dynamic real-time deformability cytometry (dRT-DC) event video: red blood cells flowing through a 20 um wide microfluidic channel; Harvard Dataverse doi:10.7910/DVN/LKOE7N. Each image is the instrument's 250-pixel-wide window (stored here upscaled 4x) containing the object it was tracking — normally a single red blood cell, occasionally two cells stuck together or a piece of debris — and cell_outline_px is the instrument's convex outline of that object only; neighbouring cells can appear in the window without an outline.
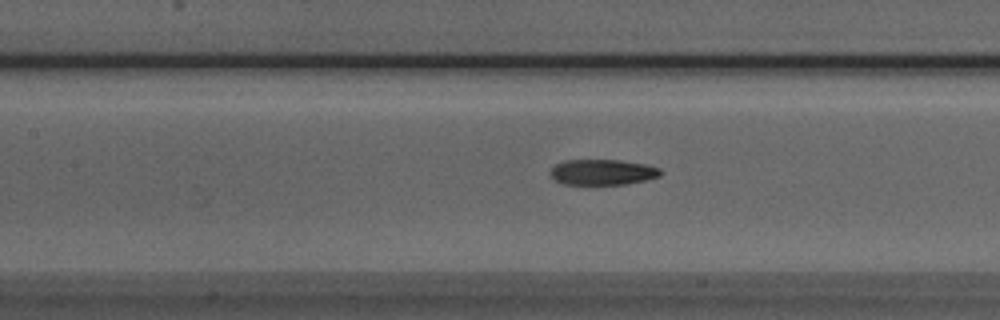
{"species": "Egyptian fruit bat (a non-hibernating species)", "species_latin": "Rousettus aegyptiacus", "temperature_condition": "room temperature", "stored_images_in_passage": 35, "camera_frame_rate_fps": 3000, "um_per_image_px": 0.085, "animal": {"sex": "male"}, "frame": {"image": 1, "passage_image": 17, "time_ms": 5.333, "image_size_px": [1000, 320], "cell_outline_px": [[660, 176], [644, 180], [624, 184], [564, 184], [552, 180], [548, 172], [556, 164], [564, 160], [620, 160], [644, 164], [660, 168]], "centroid_in_image_um": [51.14, 14.63], "position_along_channel_um": 156.3, "area_um2": 16.42}}
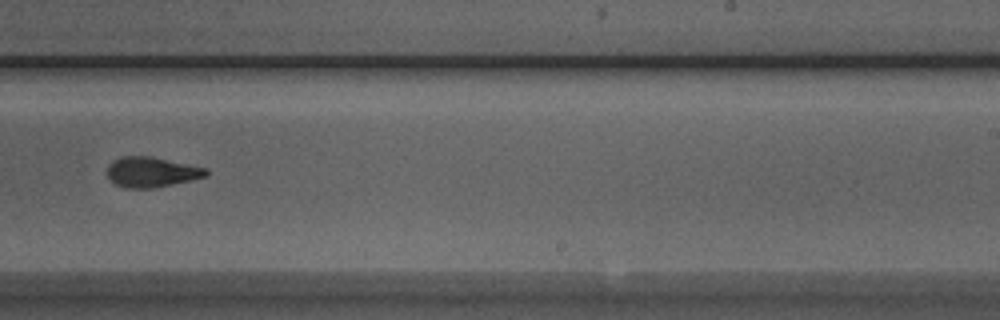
{"frame": {"image": 2, "passage_image": 26, "time_ms": 8.333, "image_size_px": [1000, 320], "cell_outline_px": [[208, 176], [172, 184], [152, 188], [124, 188], [108, 180], [108, 164], [112, 160], [120, 156], [148, 156], [208, 168]], "centroid_in_image_um": [12.85, 14.62], "position_along_channel_um": 276.2, "area_um2": 17.4}}
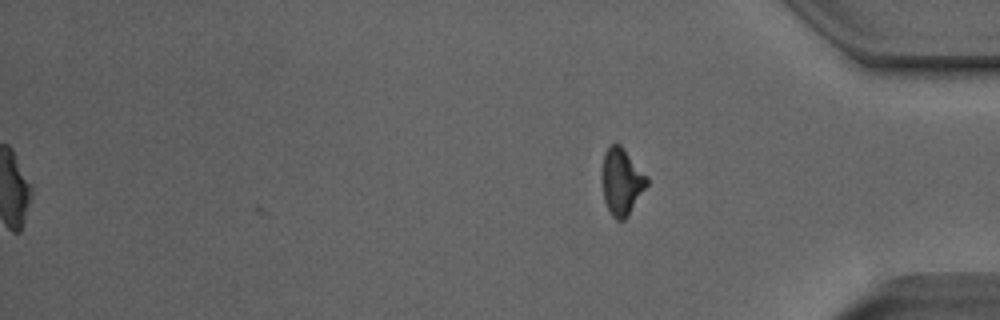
{"frame": {"image": 3, "passage_image": 35, "time_ms": 11.333, "image_size_px": [1000, 320], "cell_outline_px": [[648, 184], [628, 216], [624, 220], [616, 220], [612, 216], [604, 200], [604, 152], [612, 144], [620, 144], [624, 148], [648, 176]], "centroid_in_image_um": [52.89, 15.44], "position_along_channel_um": 382.3, "area_um2": 17.05}, "authors_computed_cell_mechanics": {"area_um2": 17.1666, "velocity_mm_per_s": 4.015, "shape_relaxation_time_tau1_ms": 5.3875, "shape_relaxation_time_tau2_ms": 2.4151, "deformation_change_tau1": 0.1973, "deformation_change_tau2": 0.0999}}